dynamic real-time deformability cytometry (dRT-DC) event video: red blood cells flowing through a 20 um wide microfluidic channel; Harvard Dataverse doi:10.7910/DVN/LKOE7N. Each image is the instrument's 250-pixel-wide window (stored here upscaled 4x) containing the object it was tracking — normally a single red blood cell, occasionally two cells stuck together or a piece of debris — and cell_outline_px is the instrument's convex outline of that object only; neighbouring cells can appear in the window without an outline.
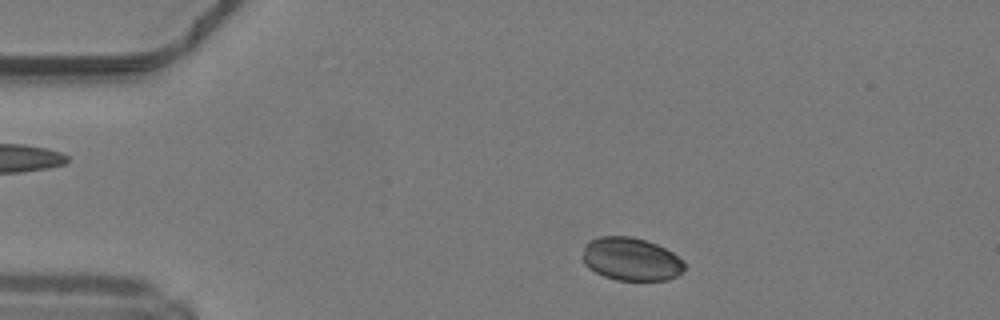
{"species": "common noctule bat (a hibernating species)", "species_latin": "Nyctalus noctula", "temperature_condition": "warm", "stored_images_in_passage": 34, "camera_frame_rate_fps": 3000, "um_per_image_px": 0.085, "animal": {"sex": "male", "body_mass_g": 19.2, "forearm_length_mm": 51.8}, "frame": {"image": 1, "passage_image": 4, "time_ms": 1.0, "image_size_px": [1000, 320], "cell_outline_px": [[684, 268], [676, 276], [668, 280], [616, 280], [604, 276], [588, 268], [584, 264], [580, 256], [584, 244], [588, 240], [600, 236], [632, 236], [656, 244], [672, 252], [684, 260]], "centroid_in_image_um": [53.58, 22.01], "position_along_channel_um": 31.4, "area_um2": 25.84}}